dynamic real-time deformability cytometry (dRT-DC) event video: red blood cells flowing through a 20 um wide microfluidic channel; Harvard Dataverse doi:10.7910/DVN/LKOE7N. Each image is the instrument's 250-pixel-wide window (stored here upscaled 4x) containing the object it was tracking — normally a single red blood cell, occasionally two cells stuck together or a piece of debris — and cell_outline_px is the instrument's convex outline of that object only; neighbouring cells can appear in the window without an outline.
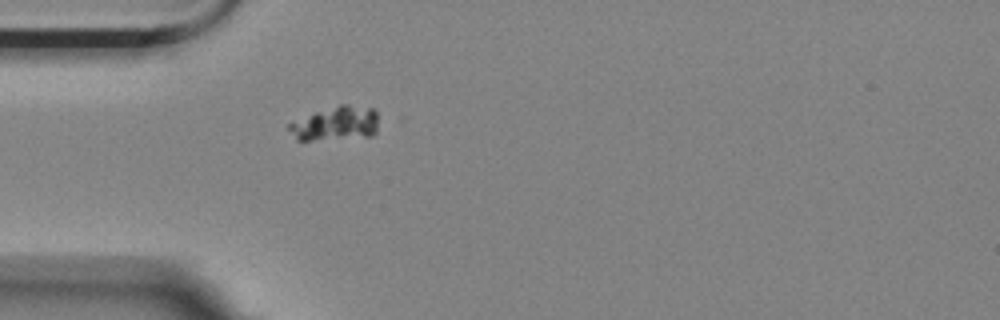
{"species": "Egyptian fruit bat (a non-hibernating species)", "species_latin": "Rousettus aegyptiacus", "temperature_condition": "room temperature", "stored_images_in_passage": 6, "camera_frame_rate_fps": 3000, "um_per_image_px": 0.085, "animal": {"sex": "female"}, "frame": {"image": 1, "passage_image": 6, "time_ms": 1.667, "image_size_px": [1000, 320], "cell_outline_px": [[376, 132], [372, 136], [312, 140], [296, 140], [288, 128], [288, 124], [316, 112], [340, 104], [348, 104], [376, 108]], "centroid_in_image_um": [28.57, 10.49], "position_along_channel_um": 56.4, "area_um2": 17.57}}